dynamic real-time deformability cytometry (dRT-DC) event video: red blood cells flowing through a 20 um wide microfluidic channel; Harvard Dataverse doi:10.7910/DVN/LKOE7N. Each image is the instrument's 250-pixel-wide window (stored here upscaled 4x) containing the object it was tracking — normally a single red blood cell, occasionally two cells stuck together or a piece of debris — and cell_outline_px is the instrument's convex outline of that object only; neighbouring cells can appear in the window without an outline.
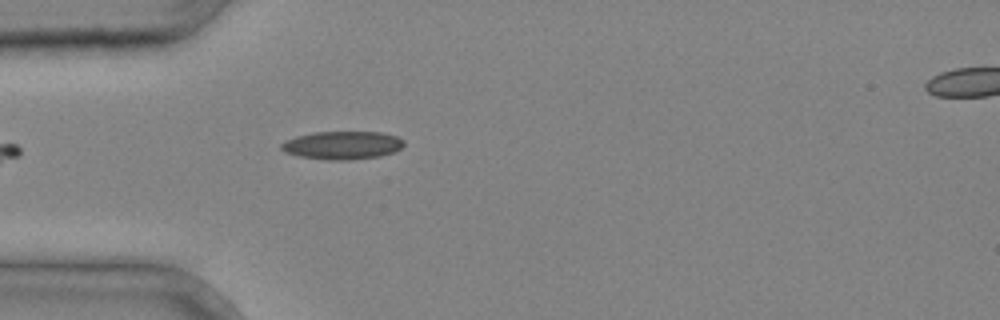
{"species": "common noctule bat (a hibernating species)", "species_latin": "Nyctalus noctula", "temperature_condition": "cold", "stored_images_in_passage": 5, "segment_of_instrument_passage": [1, 2], "camera_frame_rate_fps": 3000, "um_per_image_px": 0.085, "animal": {"sex": "male", "body_mass_g": 20.4}, "frame": {"image": 1, "passage_image": 4, "time_ms": 1.0, "image_size_px": [1000, 320], "cell_outline_px": [[404, 144], [400, 148], [392, 152], [380, 156], [348, 160], [328, 160], [300, 156], [284, 152], [280, 148], [280, 144], [296, 136], [312, 132], [380, 132], [396, 136], [404, 140]], "centroid_in_image_um": [29.08, 12.34], "position_along_channel_um": 55.9, "area_um2": 20.0}}